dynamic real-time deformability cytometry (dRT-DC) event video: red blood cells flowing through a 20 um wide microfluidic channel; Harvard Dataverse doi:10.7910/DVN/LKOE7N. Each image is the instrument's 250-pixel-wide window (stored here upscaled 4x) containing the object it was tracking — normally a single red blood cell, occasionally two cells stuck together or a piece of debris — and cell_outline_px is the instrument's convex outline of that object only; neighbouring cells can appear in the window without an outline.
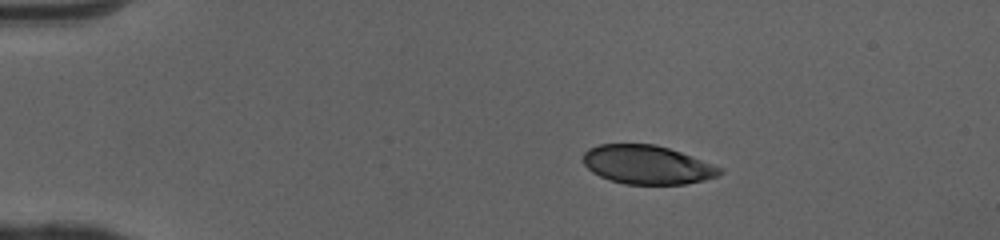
{"species": "human", "species_latin": "Homo sapiens", "temperature_condition": "cold", "stored_images_in_passage": 42, "camera_frame_rate_fps": 3000, "um_per_image_px": 0.085, "donor": {"sex": "female"}, "frame": {"image": 1, "passage_image": 1, "time_ms": 0.0, "image_size_px": [1000, 240], "cell_outline_px": [[724, 172], [720, 176], [704, 180], [684, 184], [624, 184], [600, 176], [592, 172], [584, 164], [584, 152], [588, 148], [600, 144], [656, 144], [692, 156], [724, 168]], "centroid_in_image_um": [55.05, 14.0], "position_along_channel_um": 29.9, "area_um2": 30.92}}
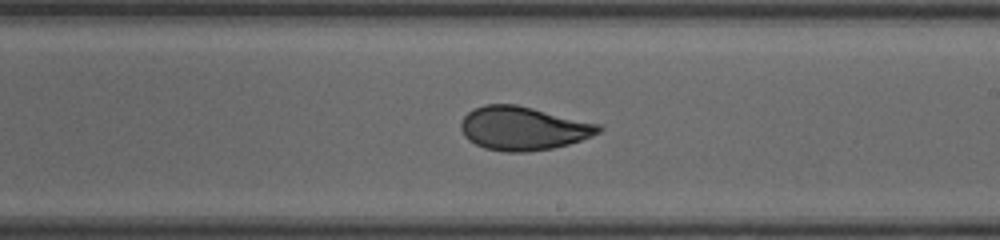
{"frame": {"image": 2, "passage_image": 22, "time_ms": 7.0, "image_size_px": [1000, 240], "cell_outline_px": [[604, 128], [600, 132], [592, 136], [568, 144], [552, 148], [524, 152], [504, 152], [484, 148], [468, 140], [464, 136], [460, 128], [460, 124], [464, 116], [468, 112], [484, 104], [516, 104], [604, 124]], "centroid_in_image_um": [44.5, 10.9], "position_along_channel_um": 244.5, "area_um2": 35.32}}
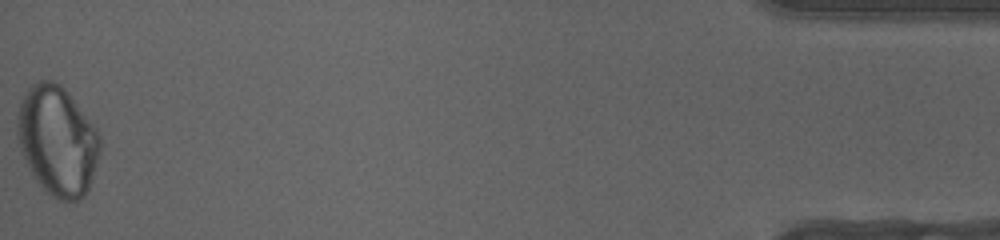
{"frame": {"image": 3, "passage_image": 42, "time_ms": 13.667, "image_size_px": [1000, 240], "cell_outline_px": [[100, 152], [88, 188], [84, 196], [80, 200], [60, 200], [44, 192], [32, 176], [20, 152], [16, 136], [16, 120], [20, 100], [28, 88], [32, 84], [40, 80], [52, 80], [60, 84], [68, 92], [96, 128], [100, 136]], "centroid_in_image_um": [4.83, 11.96], "position_along_channel_um": 430.4, "area_um2": 53.23}, "authors_computed_cell_mechanics": {"area_um2": 35.0268, "velocity_mm_per_s": 4.1003, "shape_relaxation_time_tau1_ms": 9.9833, "shape_relaxation_time_tau2_ms": 1.28, "deformation_change_tau1": 0.2423, "deformation_change_tau2": 0.059}}